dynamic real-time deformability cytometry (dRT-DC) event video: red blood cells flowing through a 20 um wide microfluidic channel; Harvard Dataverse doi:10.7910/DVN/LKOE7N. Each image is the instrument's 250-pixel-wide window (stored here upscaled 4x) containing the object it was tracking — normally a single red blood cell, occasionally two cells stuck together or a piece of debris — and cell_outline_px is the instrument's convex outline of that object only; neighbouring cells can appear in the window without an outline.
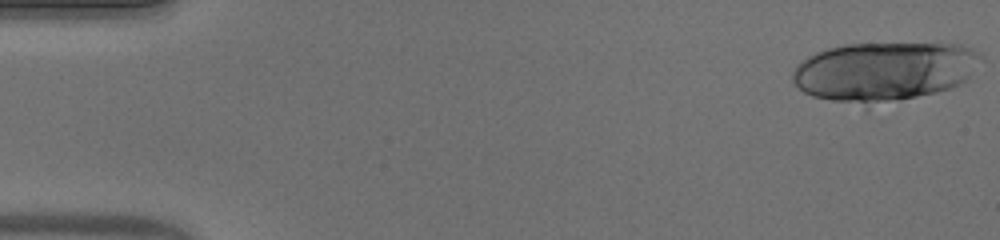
{"species": "human", "species_latin": "Homo sapiens", "temperature_condition": "warm", "stored_images_in_passage": 51, "camera_frame_rate_fps": 3000, "um_per_image_px": 0.085, "donor": {"sex": "male"}, "frame": {"image": 1, "passage_image": 1, "time_ms": 0.0, "image_size_px": [1000, 240], "cell_outline_px": [[980, 56], [968, 80], [952, 88], [936, 92], [868, 108], [864, 108], [812, 96], [804, 92], [792, 80], [792, 72], [796, 64], [800, 60], [816, 52], [828, 48], [844, 44], [960, 44], [972, 48], [980, 52]], "centroid_in_image_um": [75.1, 6.11], "position_along_channel_um": 9.9, "area_um2": 65.83}}
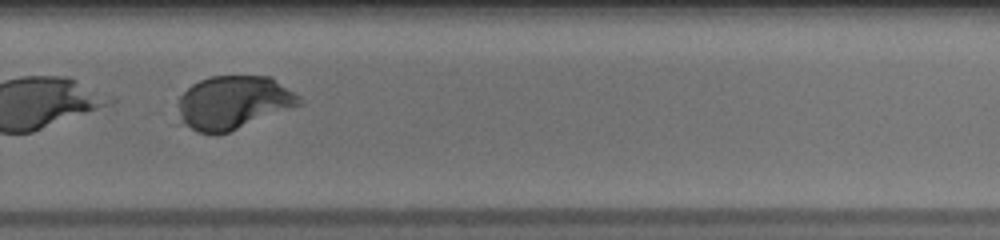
{"frame": {"image": 2, "passage_image": 36, "time_ms": 11.667, "image_size_px": [1000, 240], "cell_outline_px": [[304, 104], [228, 132], [216, 136], [196, 132], [176, 124], [176, 100], [192, 84], [200, 80], [212, 76], [272, 76], [300, 96], [304, 100]], "centroid_in_image_um": [19.77, 8.75], "position_along_channel_um": 310.0, "area_um2": 38.96}, "authors_computed_cell_mechanics": {"area_um2": 41.7316, "velocity_mm_per_s": 3.8703, "shape_relaxation_time_tau1_ms": 2.1635, "shape_relaxation_time_tau2_ms": null, "deformation_change_tau1": 0.3938, "deformation_change_tau2": null}}